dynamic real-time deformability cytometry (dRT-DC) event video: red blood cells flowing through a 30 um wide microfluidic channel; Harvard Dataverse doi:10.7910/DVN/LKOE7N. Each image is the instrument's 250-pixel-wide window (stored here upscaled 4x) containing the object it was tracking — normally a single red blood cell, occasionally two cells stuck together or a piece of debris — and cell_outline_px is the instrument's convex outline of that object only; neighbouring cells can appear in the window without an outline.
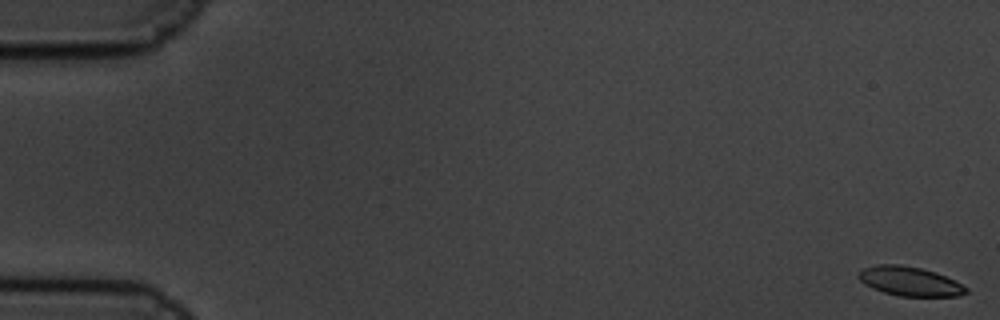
{"species": "common noctule bat (a hibernating species)", "species_latin": "Nyctalus noctula", "temperature_condition": "cold", "stored_images_in_passage": 62, "camera_frame_rate_fps": 3000, "um_per_image_px": 0.085, "animal": {"sex": "male", "body_mass_g": 19.5, "forearm_length_mm": 54.6}, "frame": {"image": 1, "passage_image": 1, "time_ms": 0.0, "image_size_px": [1000, 320], "cell_outline_px": [[968, 292], [956, 296], [900, 296], [884, 292], [872, 288], [860, 280], [856, 276], [864, 268], [880, 264], [900, 264], [920, 268], [936, 272], [968, 288]], "centroid_in_image_um": [77.31, 23.91], "position_along_channel_um": 7.7, "area_um2": 18.03}}
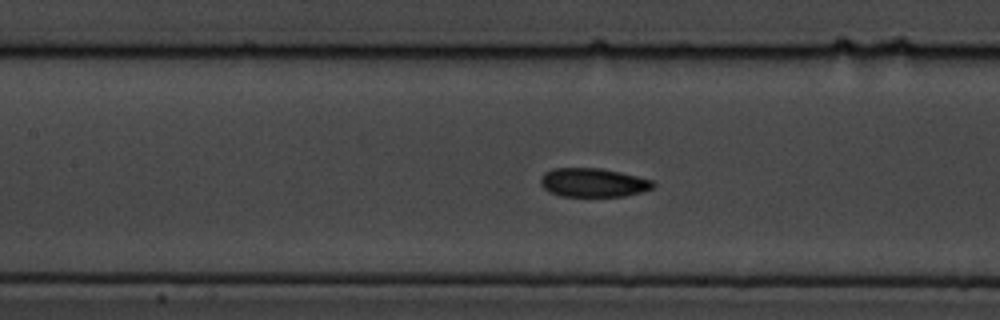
{"frame": {"image": 2, "passage_image": 28, "time_ms": 9.0, "image_size_px": [1000, 320], "cell_outline_px": [[656, 184], [652, 188], [640, 192], [624, 196], [560, 196], [548, 192], [540, 184], [540, 176], [544, 172], [552, 168], [600, 168], [620, 172], [652, 180]], "centroid_in_image_um": [50.37, 15.51], "position_along_channel_um": 157.0, "area_um2": 18.96}}
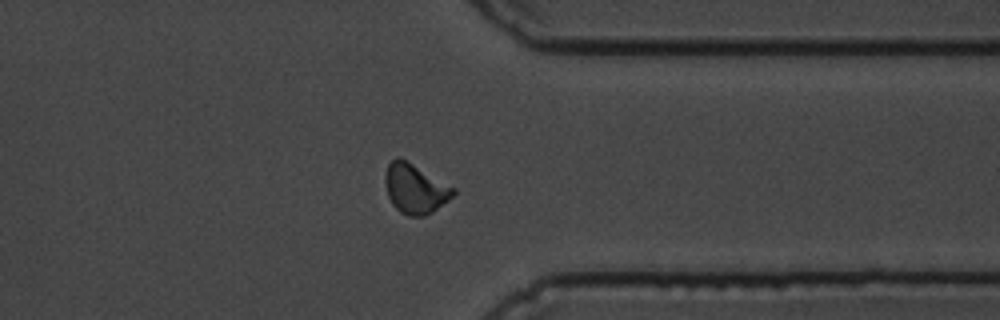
{"frame": {"image": 3, "passage_image": 48, "time_ms": 15.667, "image_size_px": [1000, 320], "cell_outline_px": [[456, 192], [448, 200], [432, 212], [424, 216], [408, 216], [400, 212], [392, 204], [388, 196], [384, 180], [384, 176], [388, 164], [396, 156], [400, 156], [456, 188]], "centroid_in_image_um": [35.27, 16.02], "position_along_channel_um": 376.1, "area_um2": 19.83}, "authors_computed_cell_mechanics": {"area_um2": 18.9584, "velocity_mm_per_s": 3.3365, "shape_relaxation_time_tau1_ms": 7.234, "shape_relaxation_time_tau2_ms": 3.0205, "deformation_change_tau1": 0.1443, "deformation_change_tau2": 0.0737}}